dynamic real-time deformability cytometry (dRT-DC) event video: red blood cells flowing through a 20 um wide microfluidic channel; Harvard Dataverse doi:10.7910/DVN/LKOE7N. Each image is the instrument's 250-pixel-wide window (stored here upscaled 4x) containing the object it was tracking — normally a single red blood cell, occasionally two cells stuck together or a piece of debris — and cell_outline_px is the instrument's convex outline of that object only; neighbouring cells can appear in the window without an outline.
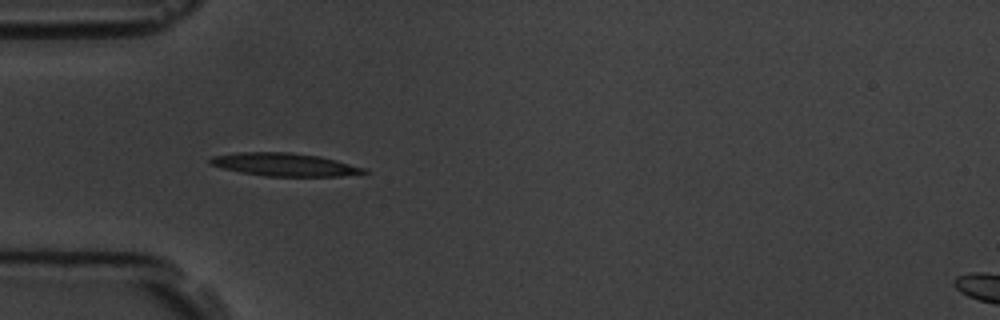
{"species": "common noctule bat (a hibernating species)", "species_latin": "Nyctalus noctula", "temperature_condition": "room temperature", "stored_images_in_passage": 5, "camera_frame_rate_fps": 3000, "um_per_image_px": 0.085, "animal": {"sex": "male", "body_mass_g": 19.5, "forearm_length_mm": 54.6}, "frame": {"image": 1, "passage_image": 5, "time_ms": 4.333, "image_size_px": [1000, 320], "cell_outline_px": [[368, 172], [340, 176], [268, 176], [240, 172], [208, 164], [208, 160], [212, 156], [240, 152], [292, 152], [320, 156], [336, 160], [364, 168]], "centroid_in_image_um": [24.14, 13.98], "position_along_channel_um": 60.9, "area_um2": 20.46}}